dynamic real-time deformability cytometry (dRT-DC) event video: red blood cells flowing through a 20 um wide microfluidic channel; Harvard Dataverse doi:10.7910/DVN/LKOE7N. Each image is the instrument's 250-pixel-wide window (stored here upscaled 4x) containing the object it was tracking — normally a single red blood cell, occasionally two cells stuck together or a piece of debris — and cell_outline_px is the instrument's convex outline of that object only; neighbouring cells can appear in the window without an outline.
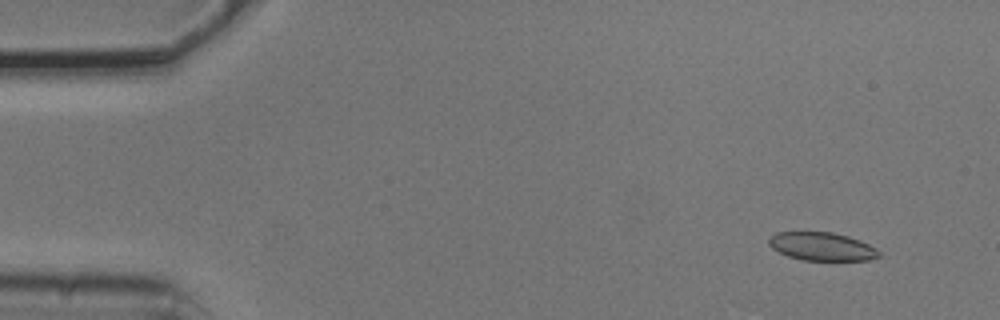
{"species": "common noctule bat (a hibernating species)", "species_latin": "Nyctalus noctula", "temperature_condition": "cold", "stored_images_in_passage": 4, "camera_frame_rate_fps": 3000, "um_per_image_px": 0.085, "animal": {"sex": "male", "body_mass_g": 20.5, "forearm_length_mm": 52.5}, "frame": {"image": 1, "passage_image": 2, "time_ms": 0.333, "image_size_px": [1000, 320], "cell_outline_px": [[880, 256], [868, 260], [804, 260], [788, 256], [772, 248], [768, 244], [768, 236], [776, 232], [832, 232], [848, 236], [860, 240], [876, 248], [880, 252]], "centroid_in_image_um": [69.84, 20.94], "position_along_channel_um": 15.2, "area_um2": 18.15}}
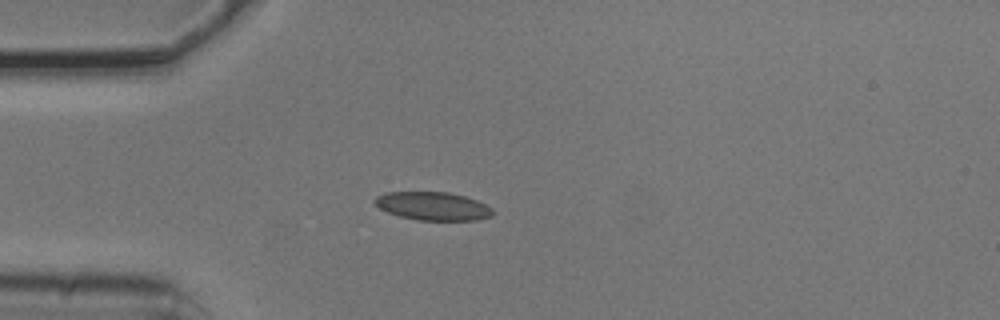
{"frame": {"image": 2, "passage_image": 4, "time_ms": 1.0, "image_size_px": [1000, 320], "cell_outline_px": [[496, 212], [492, 216], [476, 220], [416, 220], [400, 216], [388, 212], [380, 208], [372, 200], [376, 196], [384, 192], [448, 192], [464, 196], [476, 200], [492, 208]], "centroid_in_image_um": [36.8, 17.52], "position_along_channel_um": 48.2, "area_um2": 19.48}}